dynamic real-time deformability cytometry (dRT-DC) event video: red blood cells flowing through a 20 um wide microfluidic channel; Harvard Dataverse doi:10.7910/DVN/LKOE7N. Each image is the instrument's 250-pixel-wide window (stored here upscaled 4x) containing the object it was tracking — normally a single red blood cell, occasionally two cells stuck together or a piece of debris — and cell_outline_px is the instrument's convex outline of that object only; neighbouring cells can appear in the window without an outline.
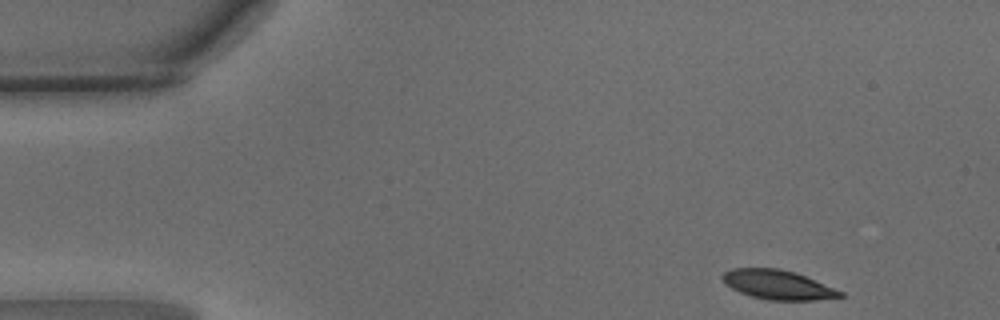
{"species": "common noctule bat (a hibernating species)", "species_latin": "Nyctalus noctula", "temperature_condition": "warm", "stored_images_in_passage": 36, "camera_frame_rate_fps": 3000, "um_per_image_px": 0.085, "animal": {"sex": "male", "body_mass_g": 15.6}, "frame": {"image": 1, "passage_image": 1, "time_ms": 0.0, "image_size_px": [1000, 320], "cell_outline_px": [[844, 296], [816, 300], [768, 300], [752, 296], [740, 292], [732, 288], [720, 276], [724, 272], [732, 268], [776, 268], [796, 272], [844, 292]], "centroid_in_image_um": [66.13, 24.2], "position_along_channel_um": 18.9, "area_um2": 19.94}}
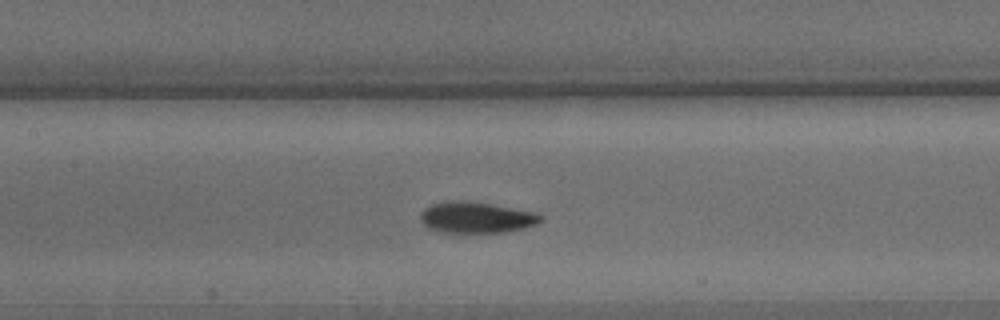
{"frame": {"image": 2, "passage_image": 18, "time_ms": 5.667, "image_size_px": [1000, 320], "cell_outline_px": [[544, 220], [536, 224], [524, 228], [504, 232], [440, 232], [428, 228], [420, 220], [420, 216], [424, 208], [432, 204], [456, 200], [468, 200], [540, 212], [544, 216]], "centroid_in_image_um": [40.55, 18.47], "position_along_channel_um": 166.9, "area_um2": 22.08}}
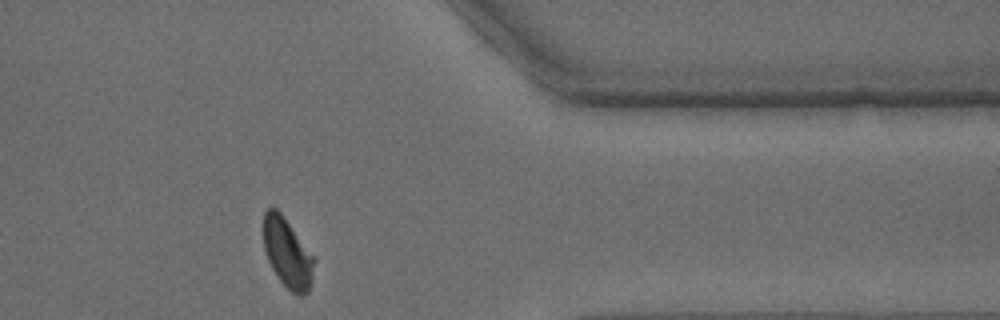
{"frame": {"image": 3, "passage_image": 35, "time_ms": 11.333, "image_size_px": [1000, 320], "cell_outline_px": [[316, 260], [308, 292], [300, 296], [292, 292], [280, 280], [272, 268], [268, 260], [264, 248], [264, 212], [268, 208], [276, 208], [280, 212], [316, 256]], "centroid_in_image_um": [24.46, 21.5], "position_along_channel_um": 386.9, "area_um2": 20.52}, "authors_computed_cell_mechanics": {"area_um2": 21.3571, "velocity_mm_per_s": 4.1896, "shape_relaxation_time_tau1_ms": 2.305, "shape_relaxation_time_tau2_ms": 1.288, "deformation_change_tau1": 0.11, "deformation_change_tau2": 0.0521}}